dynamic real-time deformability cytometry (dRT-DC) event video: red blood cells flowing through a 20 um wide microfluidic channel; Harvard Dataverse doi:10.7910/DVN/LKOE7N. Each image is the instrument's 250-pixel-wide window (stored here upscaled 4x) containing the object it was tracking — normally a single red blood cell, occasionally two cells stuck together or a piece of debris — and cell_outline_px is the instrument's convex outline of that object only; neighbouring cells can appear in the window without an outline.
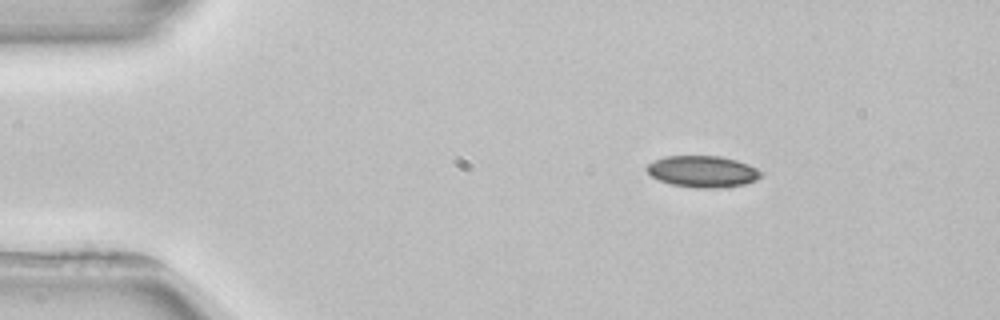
{"species": "common noctule bat (a hibernating species)", "species_latin": "Nyctalus noctula", "temperature_condition": "room temperature", "stored_images_in_passage": 4, "camera_frame_rate_fps": 3000, "um_per_image_px": 0.085, "animal": {"sex": "female", "body_mass_g": 22.7, "forearm_length_mm": 54.2}, "frame": {"image": 1, "passage_image": 2, "time_ms": 1.333, "image_size_px": [1000, 320], "cell_outline_px": [[764, 176], [756, 180], [744, 184], [716, 188], [696, 188], [672, 184], [660, 180], [652, 176], [644, 168], [652, 160], [664, 156], [720, 156], [736, 160], [748, 164], [764, 172]], "centroid_in_image_um": [59.74, 14.57], "position_along_channel_um": 25.3, "area_um2": 21.1}}